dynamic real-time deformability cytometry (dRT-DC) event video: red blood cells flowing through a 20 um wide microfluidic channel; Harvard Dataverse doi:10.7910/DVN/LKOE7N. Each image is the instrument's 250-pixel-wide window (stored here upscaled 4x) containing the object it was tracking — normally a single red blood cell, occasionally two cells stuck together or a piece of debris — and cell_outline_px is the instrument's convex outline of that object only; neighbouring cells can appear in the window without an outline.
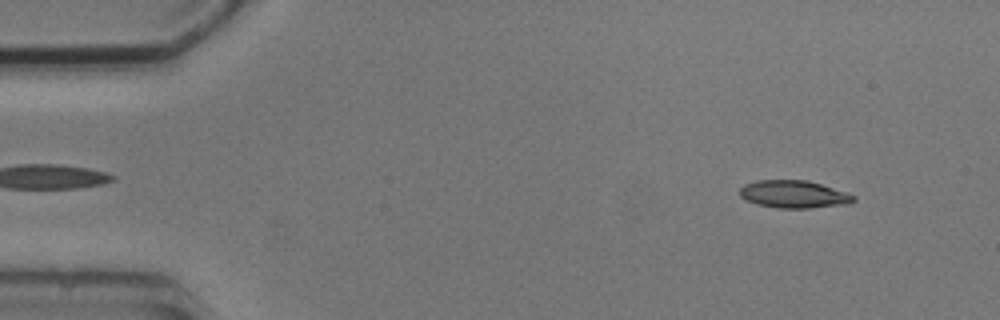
{"species": "common noctule bat (a hibernating species)", "species_latin": "Nyctalus noctula", "temperature_condition": "cold", "stored_images_in_passage": 5, "segment_of_instrument_passage": [1, 2], "camera_frame_rate_fps": 3000, "um_per_image_px": 0.085, "animal": {"sex": "male", "body_mass_g": 20.5, "forearm_length_mm": 52.5}, "frame": {"image": 1, "passage_image": 1, "time_ms": 0.0, "image_size_px": [1000, 320], "cell_outline_px": [[856, 200], [848, 204], [812, 208], [776, 208], [756, 204], [744, 200], [740, 196], [740, 188], [744, 184], [756, 180], [808, 180], [848, 192], [856, 196]], "centroid_in_image_um": [67.48, 16.51], "position_along_channel_um": 17.5, "area_um2": 18.61}}
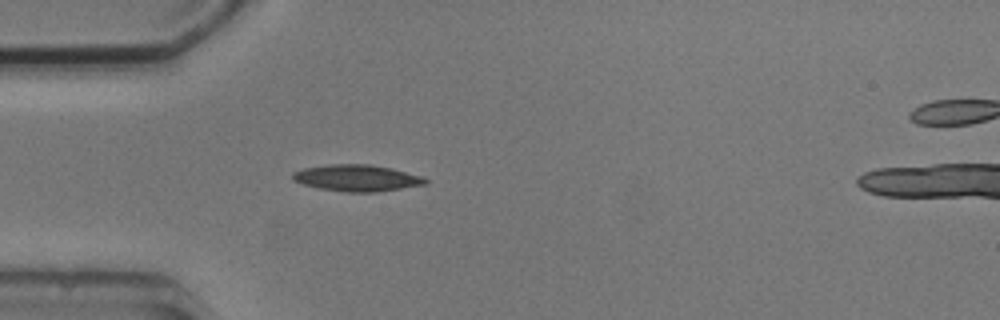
{"frame": {"image": 2, "passage_image": 4, "time_ms": 3.333, "image_size_px": [1000, 320], "cell_outline_px": [[428, 184], [376, 192], [348, 192], [316, 188], [292, 180], [292, 172], [304, 168], [328, 164], [372, 164], [392, 168], [420, 176], [428, 180]], "centroid_in_image_um": [30.32, 15.12], "position_along_channel_um": 54.7, "area_um2": 20.58}}